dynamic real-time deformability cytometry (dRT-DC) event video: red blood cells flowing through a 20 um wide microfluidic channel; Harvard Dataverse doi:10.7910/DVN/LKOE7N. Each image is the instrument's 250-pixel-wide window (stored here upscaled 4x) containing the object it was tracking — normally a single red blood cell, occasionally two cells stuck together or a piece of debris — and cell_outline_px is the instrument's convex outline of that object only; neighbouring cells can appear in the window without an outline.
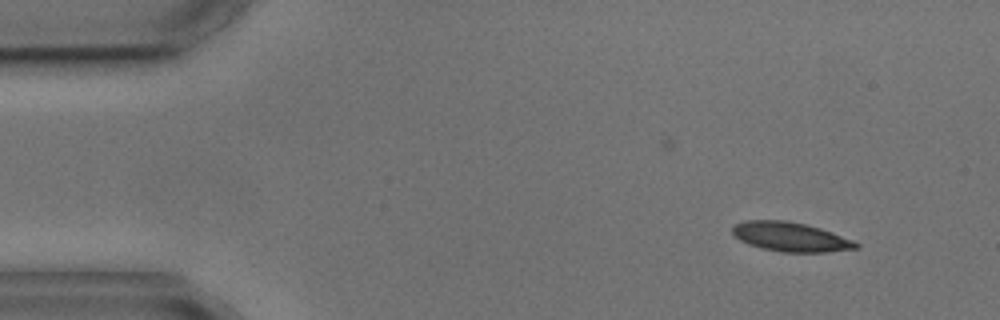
{"species": "common noctule bat (a hibernating species)", "species_latin": "Nyctalus noctula", "temperature_condition": "cold", "stored_images_in_passage": 3, "camera_frame_rate_fps": 3000, "um_per_image_px": 0.085, "animal": {"sex": "male", "body_mass_g": 17.9, "forearm_length_mm": 54.2}, "frame": {"image": 1, "passage_image": 1, "time_ms": 0.0, "image_size_px": [1000, 320], "cell_outline_px": [[860, 248], [828, 252], [780, 252], [760, 248], [748, 244], [740, 240], [732, 232], [732, 228], [736, 224], [744, 220], [788, 220], [820, 228], [832, 232], [852, 240], [860, 244]], "centroid_in_image_um": [67.2, 20.14], "position_along_channel_um": 17.8, "area_um2": 21.15}}
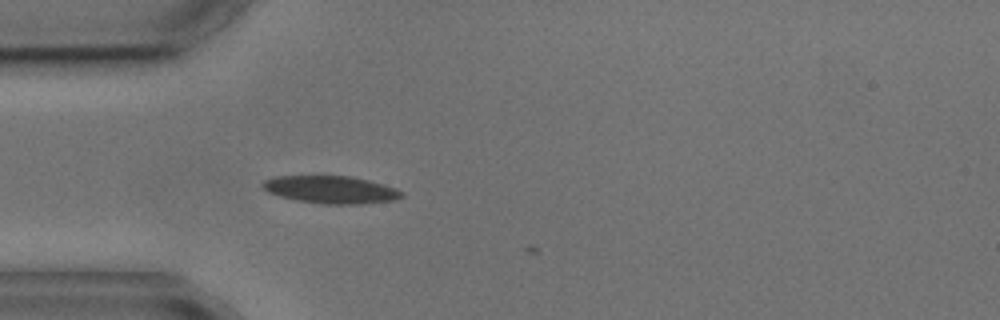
{"frame": {"image": 2, "passage_image": 3, "time_ms": 3.333, "image_size_px": [1000, 320], "cell_outline_px": [[404, 196], [396, 200], [360, 204], [324, 204], [296, 200], [280, 196], [268, 192], [260, 184], [264, 180], [276, 176], [348, 176], [368, 180], [396, 188], [404, 192]], "centroid_in_image_um": [28.14, 16.12], "position_along_channel_um": 56.9, "area_um2": 22.31}}